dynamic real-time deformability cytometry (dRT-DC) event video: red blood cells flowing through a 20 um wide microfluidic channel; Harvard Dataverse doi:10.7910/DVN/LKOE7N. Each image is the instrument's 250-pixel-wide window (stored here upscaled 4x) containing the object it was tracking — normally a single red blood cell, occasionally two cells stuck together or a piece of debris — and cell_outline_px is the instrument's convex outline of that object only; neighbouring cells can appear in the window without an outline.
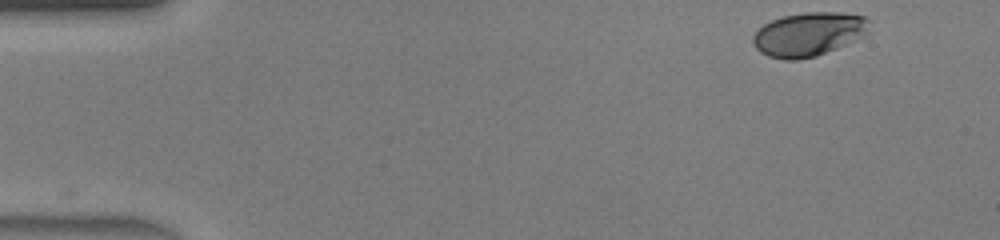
{"species": "human", "species_latin": "Homo sapiens", "temperature_condition": "warm", "stored_images_in_passage": 43, "camera_frame_rate_fps": 3000, "um_per_image_px": 0.085, "donor": {"sex": "male"}, "frame": {"image": 1, "passage_image": 1, "time_ms": 0.0, "image_size_px": [1000, 240], "cell_outline_px": [[868, 32], [864, 36], [856, 40], [816, 56], [796, 60], [784, 60], [768, 56], [760, 52], [756, 48], [752, 40], [752, 36], [764, 24], [772, 20], [784, 16], [804, 12], [840, 12], [864, 16], [868, 20]], "centroid_in_image_um": [68.73, 2.91], "position_along_channel_um": 16.3, "area_um2": 29.65}}
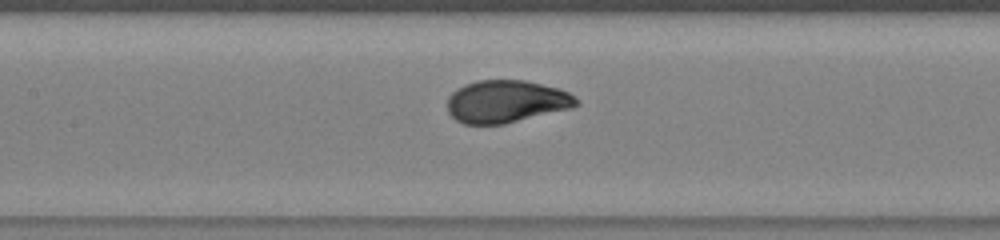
{"frame": {"image": 2, "passage_image": 19, "time_ms": 6.0, "image_size_px": [1000, 240], "cell_outline_px": [[580, 104], [572, 108], [504, 124], [464, 124], [456, 120], [448, 112], [448, 96], [456, 88], [464, 84], [476, 80], [524, 80], [560, 88], [576, 96], [580, 100]], "centroid_in_image_um": [43.05, 8.62], "position_along_channel_um": 164.3, "area_um2": 32.25}}
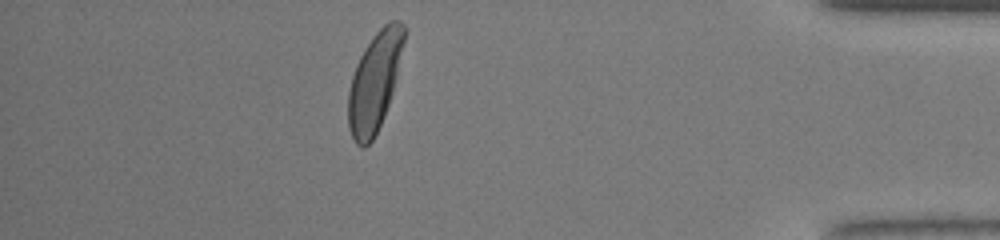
{"frame": {"image": 3, "passage_image": 38, "time_ms": 12.333, "image_size_px": [1000, 240], "cell_outline_px": [[408, 28], [392, 92], [384, 116], [372, 140], [364, 148], [360, 148], [356, 144], [348, 128], [348, 92], [352, 76], [356, 64], [360, 56], [372, 36], [388, 20], [400, 20]], "centroid_in_image_um": [31.85, 6.9], "position_along_channel_um": 403.4, "area_um2": 32.19}, "authors_computed_cell_mechanics": {"area_um2": 31.7322, "velocity_mm_per_s": 4.4541, "shape_relaxation_time_tau1_ms": 2.0143, "shape_relaxation_time_tau2_ms": null, "deformation_change_tau1": 0.1591, "deformation_change_tau2": null}}